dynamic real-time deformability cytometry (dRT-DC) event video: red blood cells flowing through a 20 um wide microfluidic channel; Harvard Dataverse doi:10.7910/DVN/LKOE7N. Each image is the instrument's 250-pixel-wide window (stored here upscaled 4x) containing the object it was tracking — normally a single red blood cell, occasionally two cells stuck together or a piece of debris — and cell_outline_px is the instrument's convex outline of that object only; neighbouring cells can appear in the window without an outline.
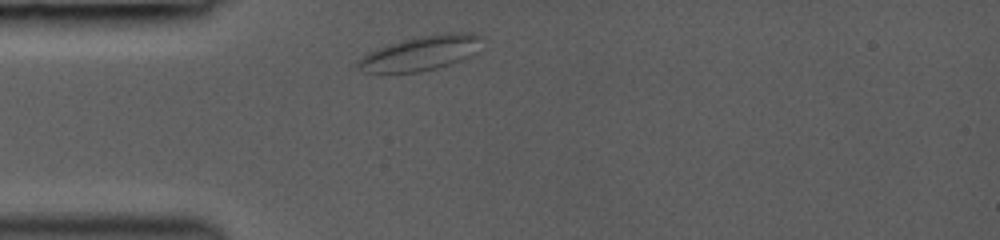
{"species": "common noctule bat (a hibernating species)", "species_latin": "Nyctalus noctula", "temperature_condition": "room temperature", "stored_images_in_passage": 31, "camera_frame_rate_fps": 3000, "um_per_image_px": 0.085, "animal": {"sex": "female", "body_mass_g": 19.0, "forearm_length_mm": 53.3}, "frame": {"image": 1, "passage_image": 1, "time_ms": 0.0, "image_size_px": [1000, 240], "cell_outline_px": [[480, 36], [476, 52], [460, 60], [436, 68], [420, 72], [364, 72], [356, 68], [356, 64], [368, 52], [404, 40], [420, 36], [444, 32], [468, 32]], "centroid_in_image_um": [35.74, 4.52], "position_along_channel_um": 49.3, "area_um2": 24.33}}
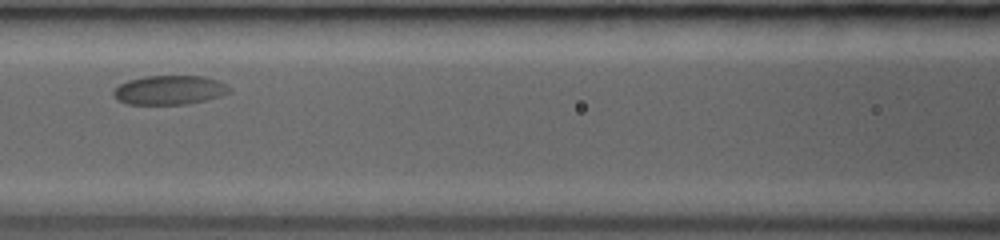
{"frame": {"image": 2, "passage_image": 11, "time_ms": 3.0, "image_size_px": [1000, 240], "cell_outline_px": [[232, 92], [220, 96], [204, 100], [184, 104], [128, 104], [116, 100], [112, 96], [112, 92], [120, 84], [128, 80], [144, 76], [204, 76], [228, 84], [232, 88]], "centroid_in_image_um": [14.41, 7.65], "position_along_channel_um": 152.2, "area_um2": 19.83}}
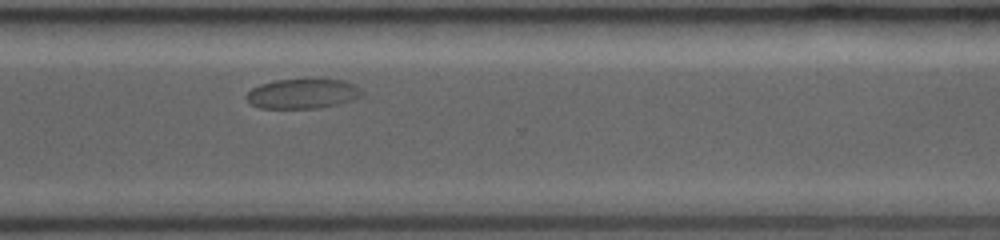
{"frame": {"image": 3, "passage_image": 31, "time_ms": 8.0, "image_size_px": [1000, 240], "cell_outline_px": [[364, 96], [352, 100], [320, 108], [260, 108], [252, 104], [244, 96], [252, 88], [260, 84], [276, 80], [344, 80], [360, 88], [364, 92]], "centroid_in_image_um": [25.73, 7.97], "position_along_channel_um": 344.9, "area_um2": 19.88}}